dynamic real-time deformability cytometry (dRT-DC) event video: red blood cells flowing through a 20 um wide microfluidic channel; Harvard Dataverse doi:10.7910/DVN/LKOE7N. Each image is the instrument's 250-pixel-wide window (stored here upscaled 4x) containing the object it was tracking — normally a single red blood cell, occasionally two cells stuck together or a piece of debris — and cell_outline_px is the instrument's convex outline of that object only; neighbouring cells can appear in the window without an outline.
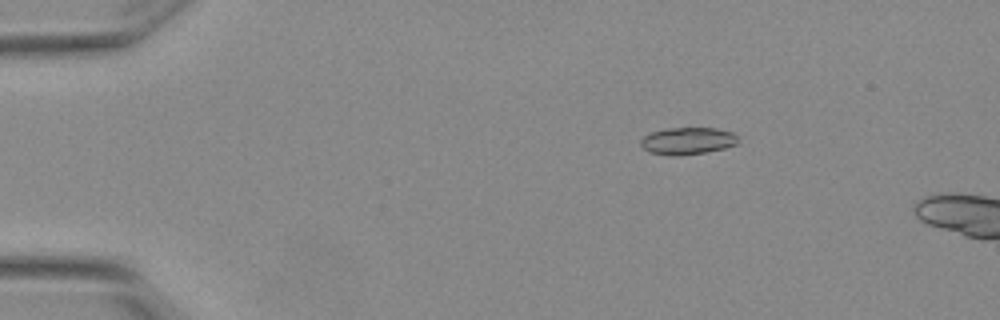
{"species": "Egyptian fruit bat (a non-hibernating species)", "species_latin": "Rousettus aegyptiacus", "temperature_condition": "warm", "stored_images_in_passage": 7, "camera_frame_rate_fps": 3000, "um_per_image_px": 0.085, "animal": {"sex": "female"}, "frame": {"image": 1, "passage_image": 4, "time_ms": 1.0, "image_size_px": [1000, 320], "cell_outline_px": [[736, 144], [724, 148], [704, 152], [680, 156], [676, 156], [648, 152], [640, 144], [640, 140], [644, 136], [652, 132], [668, 128], [716, 128], [732, 132], [736, 136]], "centroid_in_image_um": [58.41, 11.97], "position_along_channel_um": 26.6, "area_um2": 15.2}}